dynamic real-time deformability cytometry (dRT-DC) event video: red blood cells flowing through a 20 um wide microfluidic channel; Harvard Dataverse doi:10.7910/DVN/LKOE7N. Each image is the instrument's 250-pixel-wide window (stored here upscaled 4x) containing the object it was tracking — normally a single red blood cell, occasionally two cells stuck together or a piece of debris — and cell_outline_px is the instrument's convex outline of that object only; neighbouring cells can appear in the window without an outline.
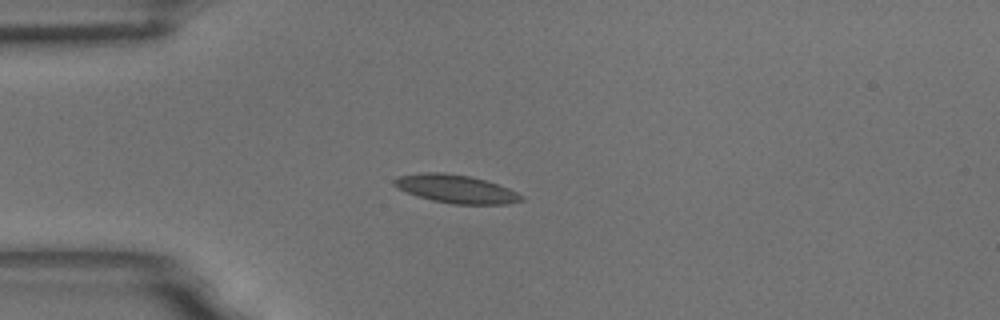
{"species": "common noctule bat (a hibernating species)", "species_latin": "Nyctalus noctula", "temperature_condition": "room temperature", "stored_images_in_passage": 53, "camera_frame_rate_fps": 3000, "um_per_image_px": 0.085, "animal": {"sex": "male", "body_mass_g": 18.8}, "frame": {"image": 1, "passage_image": 11, "time_ms": 3.333, "image_size_px": [1000, 320], "cell_outline_px": [[524, 200], [508, 204], [452, 204], [432, 200], [416, 196], [392, 184], [392, 180], [400, 176], [424, 172], [444, 172], [468, 176], [484, 180], [508, 188], [524, 196]], "centroid_in_image_um": [38.76, 16.06], "position_along_channel_um": 46.2, "area_um2": 20.75}}
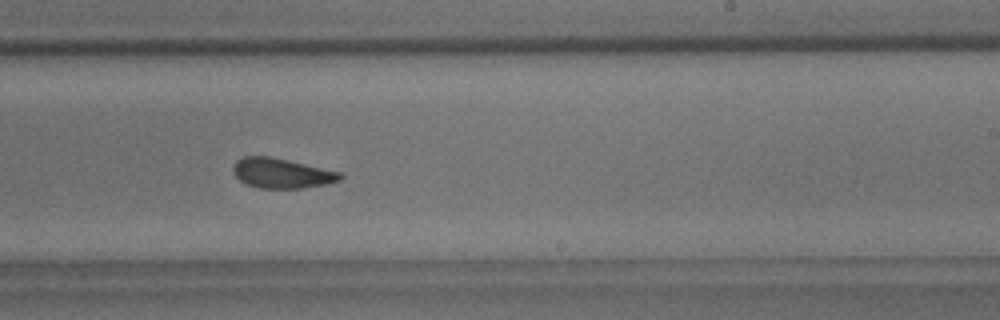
{"frame": {"image": 2, "passage_image": 31, "time_ms": 10.0, "image_size_px": [1000, 320], "cell_outline_px": [[344, 176], [340, 180], [328, 184], [300, 188], [260, 188], [248, 184], [240, 180], [232, 172], [232, 168], [236, 160], [244, 156], [268, 156], [288, 160], [340, 172]], "centroid_in_image_um": [23.93, 14.72], "position_along_channel_um": 265.1, "area_um2": 18.55}}
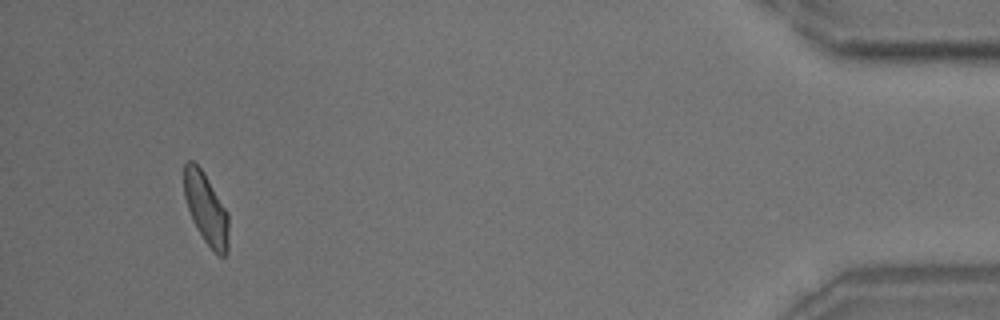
{"frame": {"image": 3, "passage_image": 50, "time_ms": 16.333, "image_size_px": [1000, 320], "cell_outline_px": [[228, 252], [224, 256], [220, 256], [204, 240], [192, 220], [184, 196], [184, 164], [188, 160], [192, 160], [204, 172], [228, 212]], "centroid_in_image_um": [17.52, 17.71], "position_along_channel_um": 417.7, "area_um2": 18.38}, "authors_computed_cell_mechanics": {"area_um2": 19.2474, "velocity_mm_per_s": 3.535, "shape_relaxation_time_tau1_ms": 4.4263, "shape_relaxation_time_tau2_ms": 1.6737, "deformation_change_tau1": 0.1283, "deformation_change_tau2": 0.0777}}